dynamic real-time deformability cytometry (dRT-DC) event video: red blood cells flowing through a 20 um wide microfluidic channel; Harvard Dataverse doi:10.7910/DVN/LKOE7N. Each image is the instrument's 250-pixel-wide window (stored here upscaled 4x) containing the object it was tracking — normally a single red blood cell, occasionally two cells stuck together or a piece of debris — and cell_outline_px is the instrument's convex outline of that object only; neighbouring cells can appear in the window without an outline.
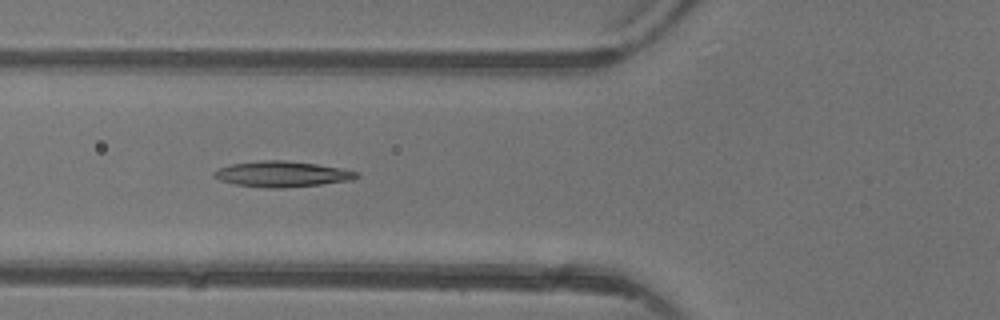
{"species": "common noctule bat (a hibernating species)", "species_latin": "Nyctalus noctula", "temperature_condition": "warm", "stored_images_in_passage": 5, "camera_frame_rate_fps": 3000, "um_per_image_px": 0.085, "animal": {"sex": "female"}, "frame": {"image": 1, "passage_image": 5, "time_ms": 5.667, "image_size_px": [1000, 320], "cell_outline_px": [[360, 176], [352, 180], [320, 184], [284, 188], [268, 188], [236, 184], [220, 180], [212, 176], [212, 172], [220, 168], [232, 164], [260, 160], [284, 160], [316, 164], [340, 168], [360, 172]], "centroid_in_image_um": [23.98, 14.79], "position_along_channel_um": 101.8, "area_um2": 21.27}}